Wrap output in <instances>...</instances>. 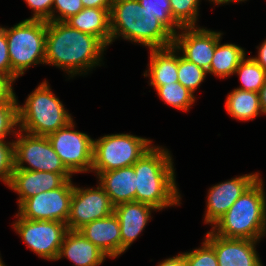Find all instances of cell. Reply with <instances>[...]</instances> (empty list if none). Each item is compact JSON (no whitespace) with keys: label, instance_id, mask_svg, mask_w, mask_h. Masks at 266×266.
I'll return each mask as SVG.
<instances>
[{"label":"cell","instance_id":"484cf974","mask_svg":"<svg viewBox=\"0 0 266 266\" xmlns=\"http://www.w3.org/2000/svg\"><path fill=\"white\" fill-rule=\"evenodd\" d=\"M158 92V96L172 107L187 111L195 102L193 93L179 82L153 86Z\"/></svg>","mask_w":266,"mask_h":266},{"label":"cell","instance_id":"8992f818","mask_svg":"<svg viewBox=\"0 0 266 266\" xmlns=\"http://www.w3.org/2000/svg\"><path fill=\"white\" fill-rule=\"evenodd\" d=\"M11 63V81L14 82L33 64L45 63L47 21L29 20L4 28Z\"/></svg>","mask_w":266,"mask_h":266},{"label":"cell","instance_id":"ac0fdd59","mask_svg":"<svg viewBox=\"0 0 266 266\" xmlns=\"http://www.w3.org/2000/svg\"><path fill=\"white\" fill-rule=\"evenodd\" d=\"M79 232L108 257L115 258L121 255L120 223L114 213L85 224Z\"/></svg>","mask_w":266,"mask_h":266},{"label":"cell","instance_id":"277c9868","mask_svg":"<svg viewBox=\"0 0 266 266\" xmlns=\"http://www.w3.org/2000/svg\"><path fill=\"white\" fill-rule=\"evenodd\" d=\"M258 177L218 219L212 232L224 238L258 241L266 233V198ZM217 230V231H215Z\"/></svg>","mask_w":266,"mask_h":266},{"label":"cell","instance_id":"30bf717a","mask_svg":"<svg viewBox=\"0 0 266 266\" xmlns=\"http://www.w3.org/2000/svg\"><path fill=\"white\" fill-rule=\"evenodd\" d=\"M16 217L13 227L24 243L39 257L57 260L68 226L59 221L28 220L18 214Z\"/></svg>","mask_w":266,"mask_h":266},{"label":"cell","instance_id":"7402d4cb","mask_svg":"<svg viewBox=\"0 0 266 266\" xmlns=\"http://www.w3.org/2000/svg\"><path fill=\"white\" fill-rule=\"evenodd\" d=\"M150 50L149 74L144 73V76H150V85L178 82V56L175 54L178 50L174 46Z\"/></svg>","mask_w":266,"mask_h":266},{"label":"cell","instance_id":"d6a6232c","mask_svg":"<svg viewBox=\"0 0 266 266\" xmlns=\"http://www.w3.org/2000/svg\"><path fill=\"white\" fill-rule=\"evenodd\" d=\"M84 9L81 0H53L52 21L65 22L70 17L78 14ZM55 10L60 16L54 15Z\"/></svg>","mask_w":266,"mask_h":266},{"label":"cell","instance_id":"ab89813d","mask_svg":"<svg viewBox=\"0 0 266 266\" xmlns=\"http://www.w3.org/2000/svg\"><path fill=\"white\" fill-rule=\"evenodd\" d=\"M258 93L263 114H266V80L263 87Z\"/></svg>","mask_w":266,"mask_h":266},{"label":"cell","instance_id":"60d3db41","mask_svg":"<svg viewBox=\"0 0 266 266\" xmlns=\"http://www.w3.org/2000/svg\"><path fill=\"white\" fill-rule=\"evenodd\" d=\"M211 2H214L216 5L217 4H226V3H230V2H234V1H245V0H210Z\"/></svg>","mask_w":266,"mask_h":266},{"label":"cell","instance_id":"d6986e66","mask_svg":"<svg viewBox=\"0 0 266 266\" xmlns=\"http://www.w3.org/2000/svg\"><path fill=\"white\" fill-rule=\"evenodd\" d=\"M63 256L75 266H98L107 255L95 244L86 239L79 230H68L60 246L57 260Z\"/></svg>","mask_w":266,"mask_h":266},{"label":"cell","instance_id":"ba28073f","mask_svg":"<svg viewBox=\"0 0 266 266\" xmlns=\"http://www.w3.org/2000/svg\"><path fill=\"white\" fill-rule=\"evenodd\" d=\"M19 131L15 132L19 139L13 142L14 169L54 172L61 174L66 180L71 179L72 173L53 150L47 136L23 135ZM25 162L30 166H24Z\"/></svg>","mask_w":266,"mask_h":266},{"label":"cell","instance_id":"d4e9b609","mask_svg":"<svg viewBox=\"0 0 266 266\" xmlns=\"http://www.w3.org/2000/svg\"><path fill=\"white\" fill-rule=\"evenodd\" d=\"M240 77L242 87L237 89L259 92L266 80V71L252 58H244L234 74Z\"/></svg>","mask_w":266,"mask_h":266},{"label":"cell","instance_id":"52a82bcc","mask_svg":"<svg viewBox=\"0 0 266 266\" xmlns=\"http://www.w3.org/2000/svg\"><path fill=\"white\" fill-rule=\"evenodd\" d=\"M152 140L130 135L112 134L94 140L92 171L97 175L132 166L152 146Z\"/></svg>","mask_w":266,"mask_h":266},{"label":"cell","instance_id":"7a4b0ae2","mask_svg":"<svg viewBox=\"0 0 266 266\" xmlns=\"http://www.w3.org/2000/svg\"><path fill=\"white\" fill-rule=\"evenodd\" d=\"M133 167L136 173L135 201L149 204L156 210L180 204L181 197L168 150L152 146Z\"/></svg>","mask_w":266,"mask_h":266},{"label":"cell","instance_id":"5bb4252c","mask_svg":"<svg viewBox=\"0 0 266 266\" xmlns=\"http://www.w3.org/2000/svg\"><path fill=\"white\" fill-rule=\"evenodd\" d=\"M205 240L214 248L219 266H262L256 252V240L224 238L212 231Z\"/></svg>","mask_w":266,"mask_h":266},{"label":"cell","instance_id":"cb8c5ba5","mask_svg":"<svg viewBox=\"0 0 266 266\" xmlns=\"http://www.w3.org/2000/svg\"><path fill=\"white\" fill-rule=\"evenodd\" d=\"M245 50L235 44L220 45L217 42L211 66L207 73H212L220 78H226L234 74L235 70L246 57Z\"/></svg>","mask_w":266,"mask_h":266},{"label":"cell","instance_id":"7bdbcfd3","mask_svg":"<svg viewBox=\"0 0 266 266\" xmlns=\"http://www.w3.org/2000/svg\"><path fill=\"white\" fill-rule=\"evenodd\" d=\"M119 1H122V0H111V3L119 2Z\"/></svg>","mask_w":266,"mask_h":266},{"label":"cell","instance_id":"f546056e","mask_svg":"<svg viewBox=\"0 0 266 266\" xmlns=\"http://www.w3.org/2000/svg\"><path fill=\"white\" fill-rule=\"evenodd\" d=\"M18 105L15 95L0 103V139L15 132V126H18Z\"/></svg>","mask_w":266,"mask_h":266},{"label":"cell","instance_id":"7c38bea8","mask_svg":"<svg viewBox=\"0 0 266 266\" xmlns=\"http://www.w3.org/2000/svg\"><path fill=\"white\" fill-rule=\"evenodd\" d=\"M112 213L114 205L100 185L96 189L74 186L67 226L69 230H79L85 224L106 218Z\"/></svg>","mask_w":266,"mask_h":266},{"label":"cell","instance_id":"3957f363","mask_svg":"<svg viewBox=\"0 0 266 266\" xmlns=\"http://www.w3.org/2000/svg\"><path fill=\"white\" fill-rule=\"evenodd\" d=\"M111 43L118 36L149 49L173 46L174 35L144 9L138 0H122L112 3L110 11Z\"/></svg>","mask_w":266,"mask_h":266},{"label":"cell","instance_id":"b9f144b4","mask_svg":"<svg viewBox=\"0 0 266 266\" xmlns=\"http://www.w3.org/2000/svg\"><path fill=\"white\" fill-rule=\"evenodd\" d=\"M0 266H5L1 258H0Z\"/></svg>","mask_w":266,"mask_h":266},{"label":"cell","instance_id":"e575fe53","mask_svg":"<svg viewBox=\"0 0 266 266\" xmlns=\"http://www.w3.org/2000/svg\"><path fill=\"white\" fill-rule=\"evenodd\" d=\"M0 73L11 80V63L5 30L0 27Z\"/></svg>","mask_w":266,"mask_h":266},{"label":"cell","instance_id":"9a60e30c","mask_svg":"<svg viewBox=\"0 0 266 266\" xmlns=\"http://www.w3.org/2000/svg\"><path fill=\"white\" fill-rule=\"evenodd\" d=\"M258 177L259 173L245 174L211 187L208 191L205 223L214 225Z\"/></svg>","mask_w":266,"mask_h":266},{"label":"cell","instance_id":"74e56055","mask_svg":"<svg viewBox=\"0 0 266 266\" xmlns=\"http://www.w3.org/2000/svg\"><path fill=\"white\" fill-rule=\"evenodd\" d=\"M157 266H187L185 261V257L183 254L179 253V255L175 257H171L165 259L163 262H160Z\"/></svg>","mask_w":266,"mask_h":266},{"label":"cell","instance_id":"e0dca14e","mask_svg":"<svg viewBox=\"0 0 266 266\" xmlns=\"http://www.w3.org/2000/svg\"><path fill=\"white\" fill-rule=\"evenodd\" d=\"M65 181L59 173L14 169L8 186L19 194L20 205L31 196L59 188Z\"/></svg>","mask_w":266,"mask_h":266},{"label":"cell","instance_id":"6da1fadb","mask_svg":"<svg viewBox=\"0 0 266 266\" xmlns=\"http://www.w3.org/2000/svg\"><path fill=\"white\" fill-rule=\"evenodd\" d=\"M106 46L95 36L61 21L47 22L45 64L63 68L71 76L100 65Z\"/></svg>","mask_w":266,"mask_h":266},{"label":"cell","instance_id":"4fadbf2b","mask_svg":"<svg viewBox=\"0 0 266 266\" xmlns=\"http://www.w3.org/2000/svg\"><path fill=\"white\" fill-rule=\"evenodd\" d=\"M182 30L174 36L173 46L182 50V56L188 61L208 71L222 33L195 26L182 27Z\"/></svg>","mask_w":266,"mask_h":266},{"label":"cell","instance_id":"d590c367","mask_svg":"<svg viewBox=\"0 0 266 266\" xmlns=\"http://www.w3.org/2000/svg\"><path fill=\"white\" fill-rule=\"evenodd\" d=\"M12 83L6 75L0 73V103L10 100L15 95Z\"/></svg>","mask_w":266,"mask_h":266},{"label":"cell","instance_id":"44dd1931","mask_svg":"<svg viewBox=\"0 0 266 266\" xmlns=\"http://www.w3.org/2000/svg\"><path fill=\"white\" fill-rule=\"evenodd\" d=\"M110 11L111 9L84 8L65 23L97 37L107 47L111 44Z\"/></svg>","mask_w":266,"mask_h":266},{"label":"cell","instance_id":"1f68e13d","mask_svg":"<svg viewBox=\"0 0 266 266\" xmlns=\"http://www.w3.org/2000/svg\"><path fill=\"white\" fill-rule=\"evenodd\" d=\"M14 171V144L0 139V179L9 185Z\"/></svg>","mask_w":266,"mask_h":266},{"label":"cell","instance_id":"f1b7e54d","mask_svg":"<svg viewBox=\"0 0 266 266\" xmlns=\"http://www.w3.org/2000/svg\"><path fill=\"white\" fill-rule=\"evenodd\" d=\"M141 6L152 13L160 23H162L174 36L177 29L182 27L173 19L171 15V5L169 0H138Z\"/></svg>","mask_w":266,"mask_h":266},{"label":"cell","instance_id":"603a6c76","mask_svg":"<svg viewBox=\"0 0 266 266\" xmlns=\"http://www.w3.org/2000/svg\"><path fill=\"white\" fill-rule=\"evenodd\" d=\"M225 107L230 116L241 121L253 120L263 114L259 93L237 88L227 96Z\"/></svg>","mask_w":266,"mask_h":266},{"label":"cell","instance_id":"4dcf8cb0","mask_svg":"<svg viewBox=\"0 0 266 266\" xmlns=\"http://www.w3.org/2000/svg\"><path fill=\"white\" fill-rule=\"evenodd\" d=\"M182 254L187 266H219L215 250L206 240L202 247Z\"/></svg>","mask_w":266,"mask_h":266},{"label":"cell","instance_id":"83f0119b","mask_svg":"<svg viewBox=\"0 0 266 266\" xmlns=\"http://www.w3.org/2000/svg\"><path fill=\"white\" fill-rule=\"evenodd\" d=\"M171 15L181 27L196 26L200 0H169Z\"/></svg>","mask_w":266,"mask_h":266},{"label":"cell","instance_id":"8d00e7d4","mask_svg":"<svg viewBox=\"0 0 266 266\" xmlns=\"http://www.w3.org/2000/svg\"><path fill=\"white\" fill-rule=\"evenodd\" d=\"M84 8L111 9V0H81Z\"/></svg>","mask_w":266,"mask_h":266},{"label":"cell","instance_id":"ffe728a7","mask_svg":"<svg viewBox=\"0 0 266 266\" xmlns=\"http://www.w3.org/2000/svg\"><path fill=\"white\" fill-rule=\"evenodd\" d=\"M97 176L99 185L108 194L114 206L135 201L136 173L133 165L101 172Z\"/></svg>","mask_w":266,"mask_h":266},{"label":"cell","instance_id":"5b68a950","mask_svg":"<svg viewBox=\"0 0 266 266\" xmlns=\"http://www.w3.org/2000/svg\"><path fill=\"white\" fill-rule=\"evenodd\" d=\"M47 83L45 80L28 95L24 106L18 105V130L47 136L73 120Z\"/></svg>","mask_w":266,"mask_h":266},{"label":"cell","instance_id":"f35d334b","mask_svg":"<svg viewBox=\"0 0 266 266\" xmlns=\"http://www.w3.org/2000/svg\"><path fill=\"white\" fill-rule=\"evenodd\" d=\"M258 49V56L253 59L266 71V40Z\"/></svg>","mask_w":266,"mask_h":266},{"label":"cell","instance_id":"9c48e42d","mask_svg":"<svg viewBox=\"0 0 266 266\" xmlns=\"http://www.w3.org/2000/svg\"><path fill=\"white\" fill-rule=\"evenodd\" d=\"M73 120L65 127L47 135L53 150L73 174L92 170L94 140L87 134L74 131Z\"/></svg>","mask_w":266,"mask_h":266},{"label":"cell","instance_id":"4316f807","mask_svg":"<svg viewBox=\"0 0 266 266\" xmlns=\"http://www.w3.org/2000/svg\"><path fill=\"white\" fill-rule=\"evenodd\" d=\"M207 71L188 61L182 55L178 56V82L194 93L205 79Z\"/></svg>","mask_w":266,"mask_h":266},{"label":"cell","instance_id":"836d02e7","mask_svg":"<svg viewBox=\"0 0 266 266\" xmlns=\"http://www.w3.org/2000/svg\"><path fill=\"white\" fill-rule=\"evenodd\" d=\"M28 6L34 10L29 20L52 21L53 0H25Z\"/></svg>","mask_w":266,"mask_h":266},{"label":"cell","instance_id":"8fae6325","mask_svg":"<svg viewBox=\"0 0 266 266\" xmlns=\"http://www.w3.org/2000/svg\"><path fill=\"white\" fill-rule=\"evenodd\" d=\"M73 189L69 179L59 188L31 196L19 205L18 215L28 220L59 221L67 225Z\"/></svg>","mask_w":266,"mask_h":266},{"label":"cell","instance_id":"2e32d148","mask_svg":"<svg viewBox=\"0 0 266 266\" xmlns=\"http://www.w3.org/2000/svg\"><path fill=\"white\" fill-rule=\"evenodd\" d=\"M151 210H156L153 206L131 201L114 206V214L120 223L121 254L129 248L138 235L144 230Z\"/></svg>","mask_w":266,"mask_h":266}]
</instances>
